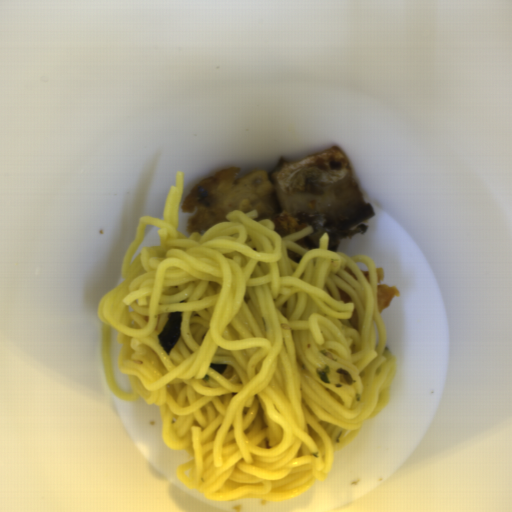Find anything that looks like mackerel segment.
Listing matches in <instances>:
<instances>
[{
    "label": "mackerel segment",
    "mask_w": 512,
    "mask_h": 512,
    "mask_svg": "<svg viewBox=\"0 0 512 512\" xmlns=\"http://www.w3.org/2000/svg\"><path fill=\"white\" fill-rule=\"evenodd\" d=\"M190 213L186 228L204 236L233 212L257 211L255 222L269 220L283 239L311 226L313 232L295 241L307 251L319 250L324 234L328 251L336 253L344 238L364 233L375 211L361 191L354 171L339 147L290 160L279 158L269 169L241 175L228 167L193 186L182 207Z\"/></svg>",
    "instance_id": "obj_1"
},
{
    "label": "mackerel segment",
    "mask_w": 512,
    "mask_h": 512,
    "mask_svg": "<svg viewBox=\"0 0 512 512\" xmlns=\"http://www.w3.org/2000/svg\"><path fill=\"white\" fill-rule=\"evenodd\" d=\"M287 254H288V257L289 259L294 262L296 265L301 263V257L299 254H297L296 252H294L293 250H289L287 251Z\"/></svg>",
    "instance_id": "obj_2"
}]
</instances>
